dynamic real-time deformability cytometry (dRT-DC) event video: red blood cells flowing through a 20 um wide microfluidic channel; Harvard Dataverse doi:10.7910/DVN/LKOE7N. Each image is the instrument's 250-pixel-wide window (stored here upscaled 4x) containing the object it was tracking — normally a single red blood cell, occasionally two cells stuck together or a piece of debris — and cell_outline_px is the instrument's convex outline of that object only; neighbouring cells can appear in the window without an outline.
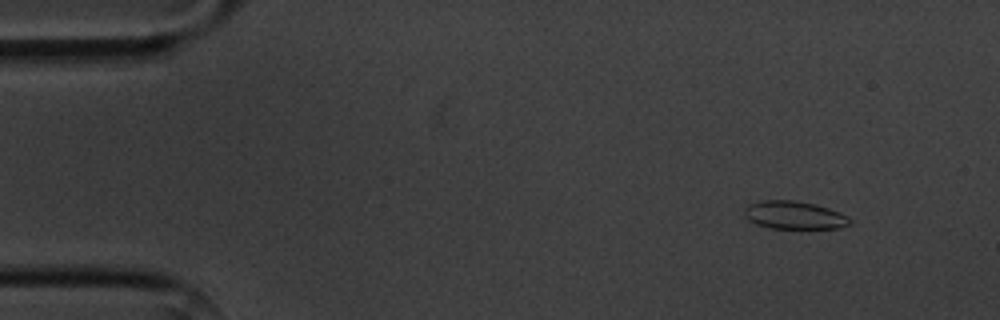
{"species": "common noctule bat (a hibernating species)", "species_latin": "Nyctalus noctula", "temperature_condition": "cold", "stored_images_in_passage": 4, "camera_frame_rate_fps": 3000, "um_per_image_px": 0.085, "animal": {"sex": "male", "body_mass_g": 20.1, "forearm_length_mm": 53.5}, "frame": {"image": 1, "passage_image": 2, "time_ms": 1.333, "image_size_px": [1000, 320], "cell_outline_px": [[852, 224], [840, 228], [772, 228], [756, 224], [748, 220], [744, 216], [744, 208], [748, 204], [760, 200], [796, 200], [816, 204], [828, 208], [848, 216], [852, 220]], "centroid_in_image_um": [67.51, 18.28], "position_along_channel_um": 17.5, "area_um2": 17.4}}